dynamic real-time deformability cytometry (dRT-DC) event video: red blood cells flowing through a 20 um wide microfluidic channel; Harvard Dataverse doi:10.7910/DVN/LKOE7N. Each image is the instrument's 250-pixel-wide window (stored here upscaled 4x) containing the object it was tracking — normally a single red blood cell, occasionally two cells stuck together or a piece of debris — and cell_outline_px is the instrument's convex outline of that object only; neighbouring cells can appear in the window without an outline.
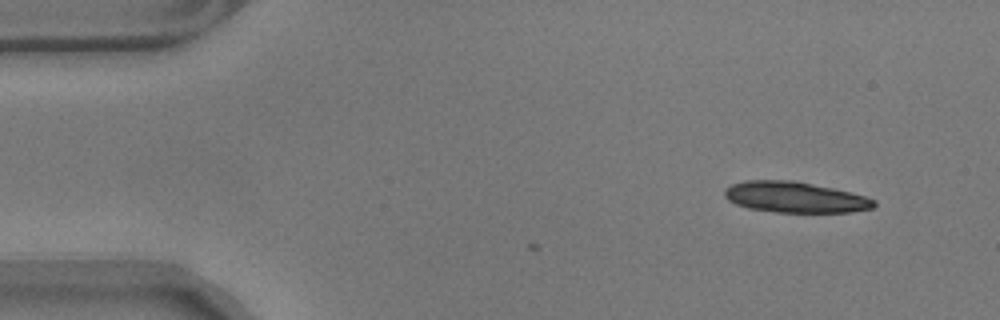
{"species": "common noctule bat (a hibernating species)", "species_latin": "Nyctalus noctula", "temperature_condition": "warm", "stored_images_in_passage": 3, "camera_frame_rate_fps": 3000, "um_per_image_px": 0.085, "animal": {"sex": "male", "body_mass_g": 17.9}, "frame": {"image": 1, "passage_image": 3, "time_ms": 0.667, "image_size_px": [1000, 320], "cell_outline_px": [[876, 204], [872, 208], [852, 212], [776, 212], [748, 208], [736, 204], [728, 200], [724, 196], [724, 188], [732, 184], [744, 180], [792, 180], [832, 188], [864, 196], [876, 200]], "centroid_in_image_um": [67.53, 16.76], "position_along_channel_um": 17.5, "area_um2": 26.76}}